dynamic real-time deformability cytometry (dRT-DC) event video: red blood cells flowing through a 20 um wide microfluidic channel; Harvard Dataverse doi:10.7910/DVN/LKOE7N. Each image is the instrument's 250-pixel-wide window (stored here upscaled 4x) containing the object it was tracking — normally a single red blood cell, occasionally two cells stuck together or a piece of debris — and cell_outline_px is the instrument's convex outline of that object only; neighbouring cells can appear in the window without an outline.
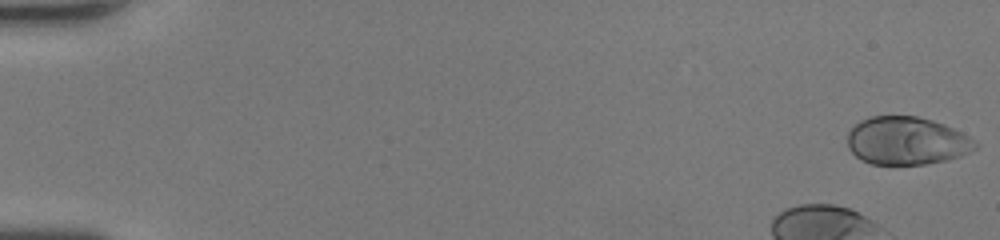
{"species": "human", "species_latin": "Homo sapiens", "temperature_condition": "room temperature", "stored_images_in_passage": 39, "camera_frame_rate_fps": 3000, "um_per_image_px": 0.085, "donor": {"sex": "female"}, "frame": {"image": 1, "passage_image": 1, "time_ms": 0.0, "image_size_px": [1000, 240], "cell_outline_px": [[980, 144], [976, 148], [960, 156], [944, 160], [924, 164], [872, 164], [860, 160], [848, 148], [848, 132], [860, 120], [868, 116], [916, 116], [932, 120], [944, 124], [968, 136]], "centroid_in_image_um": [77.05, 11.96], "position_along_channel_um": 8.0, "area_um2": 35.6}}
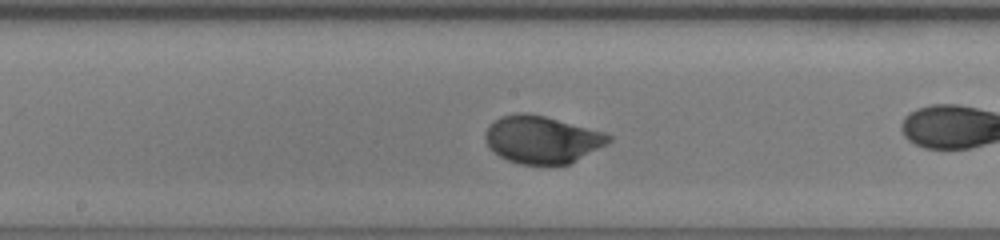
{"frame": {"image": 2, "passage_image": 24, "time_ms": 7.667, "image_size_px": [1000, 240], "cell_outline_px": [[612, 140], [608, 144], [568, 164], [520, 164], [508, 160], [500, 156], [488, 144], [484, 136], [488, 124], [500, 116], [520, 112], [524, 112], [544, 116], [604, 132], [612, 136]], "centroid_in_image_um": [46.07, 11.85], "position_along_channel_um": 202.1, "area_um2": 33.87}}
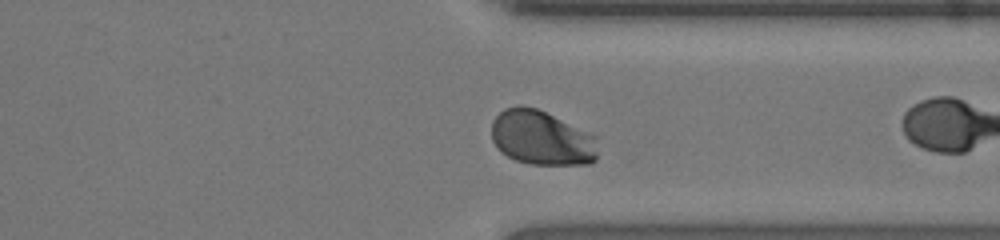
{"frame": {"image": 3, "passage_image": 35, "time_ms": 11.333, "image_size_px": [1000, 240], "cell_outline_px": [[596, 160], [592, 164], [532, 164], [516, 160], [500, 152], [496, 148], [492, 140], [492, 120], [504, 108], [516, 104], [520, 104], [536, 108], [596, 136]], "centroid_in_image_um": [45.99, 11.72], "position_along_channel_um": 365.4, "area_um2": 33.81}, "authors_computed_cell_mechanics": {"area_um2": 34.102, "velocity_mm_per_s": 4.433, "shape_relaxation_time_tau1_ms": 2.1726, "shape_relaxation_time_tau2_ms": null, "deformation_change_tau1": 0.1697, "deformation_change_tau2": null}}